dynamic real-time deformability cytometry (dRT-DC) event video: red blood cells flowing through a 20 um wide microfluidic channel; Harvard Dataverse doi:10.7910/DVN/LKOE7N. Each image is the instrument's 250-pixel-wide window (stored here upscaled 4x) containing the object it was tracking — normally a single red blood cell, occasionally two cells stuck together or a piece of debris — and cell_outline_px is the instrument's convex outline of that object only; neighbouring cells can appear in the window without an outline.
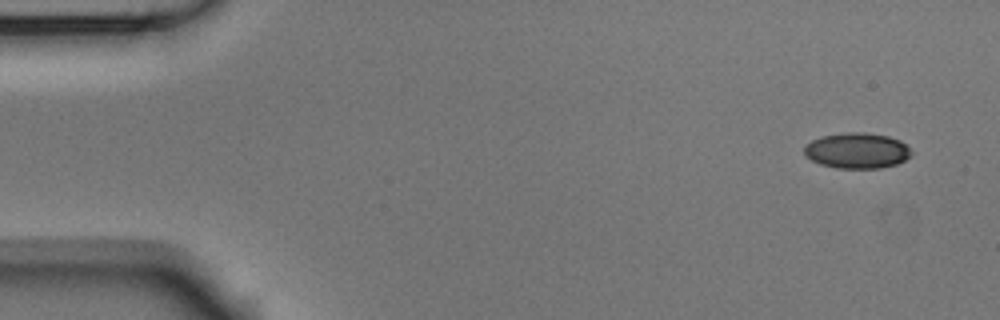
{"species": "Egyptian fruit bat (a non-hibernating species)", "species_latin": "Rousettus aegyptiacus", "temperature_condition": "room temperature", "stored_images_in_passage": 5, "camera_frame_rate_fps": 3000, "um_per_image_px": 0.085, "animal": {"sex": "male"}, "frame": {"image": 1, "passage_image": 1, "time_ms": 0.0, "image_size_px": [1000, 320], "cell_outline_px": [[912, 152], [904, 160], [896, 164], [880, 168], [836, 168], [820, 164], [804, 156], [804, 148], [812, 140], [820, 136], [844, 132], [864, 132], [888, 136], [900, 140]], "centroid_in_image_um": [72.81, 12.8], "position_along_channel_um": 12.2, "area_um2": 22.2}}
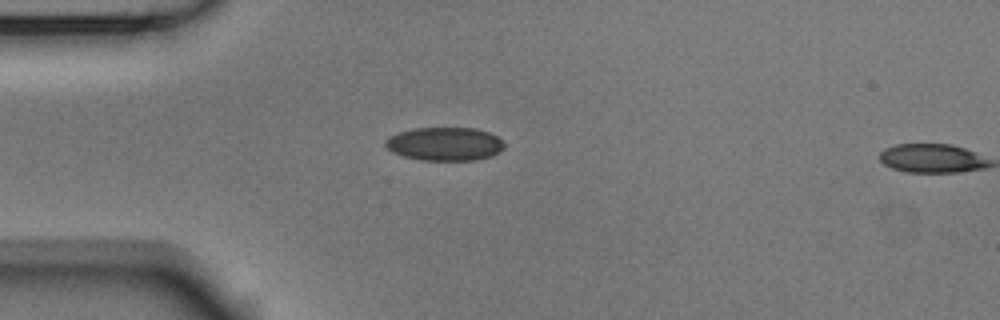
{"frame": {"image": 2, "passage_image": 4, "time_ms": 1.0, "image_size_px": [1000, 320], "cell_outline_px": [[504, 148], [492, 156], [476, 160], [420, 160], [404, 156], [392, 152], [384, 144], [384, 140], [388, 136], [412, 128], [476, 128], [488, 132], [504, 140]], "centroid_in_image_um": [37.8, 12.23], "position_along_channel_um": 47.2, "area_um2": 23.29}}